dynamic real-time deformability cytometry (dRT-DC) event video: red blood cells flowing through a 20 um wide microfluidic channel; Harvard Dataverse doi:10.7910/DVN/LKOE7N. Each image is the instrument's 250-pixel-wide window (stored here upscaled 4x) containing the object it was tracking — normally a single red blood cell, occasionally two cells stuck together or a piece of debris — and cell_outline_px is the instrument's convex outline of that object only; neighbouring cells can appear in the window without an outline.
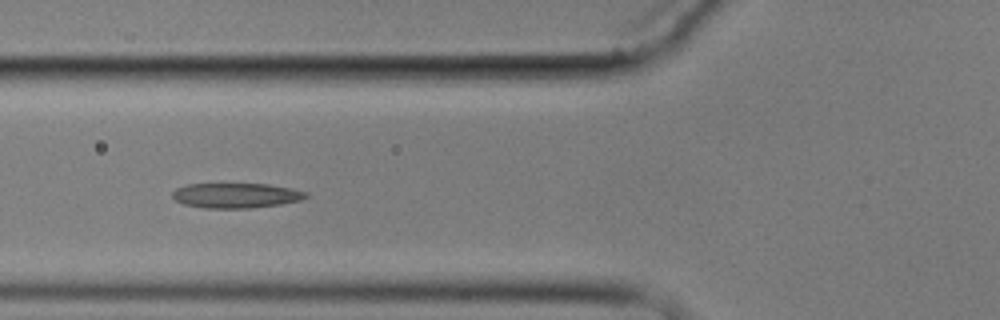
{"species": "common noctule bat (a hibernating species)", "species_latin": "Nyctalus noctula", "temperature_condition": "cold", "stored_images_in_passage": 6, "camera_frame_rate_fps": 3000, "um_per_image_px": 0.085, "animal": {"sex": "male", "body_mass_g": 17.9}, "frame": {"image": 1, "passage_image": 6, "time_ms": 5.667, "image_size_px": [1000, 320], "cell_outline_px": [[308, 196], [304, 200], [280, 204], [252, 208], [204, 208], [184, 204], [176, 200], [172, 196], [172, 192], [176, 188], [188, 184], [268, 184], [292, 188], [308, 192]], "centroid_in_image_um": [20.1, 16.61], "position_along_channel_um": 105.7, "area_um2": 19.54}}